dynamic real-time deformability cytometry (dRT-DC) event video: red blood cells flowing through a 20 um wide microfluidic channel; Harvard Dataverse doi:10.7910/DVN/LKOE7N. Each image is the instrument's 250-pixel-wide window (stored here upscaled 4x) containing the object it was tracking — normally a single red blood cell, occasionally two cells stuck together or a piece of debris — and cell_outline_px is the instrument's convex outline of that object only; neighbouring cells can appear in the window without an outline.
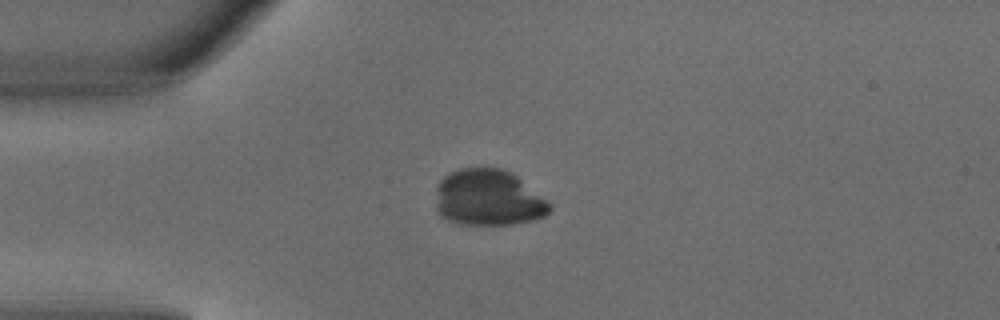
{"species": "common noctule bat (a hibernating species)", "species_latin": "Nyctalus noctula", "temperature_condition": "warm", "stored_images_in_passage": 3, "camera_frame_rate_fps": 3000, "um_per_image_px": 0.085, "animal": {"sex": "male", "body_mass_g": 18.8}, "frame": {"image": 1, "passage_image": 2, "time_ms": 0.333, "image_size_px": [1000, 320], "cell_outline_px": [[552, 208], [544, 216], [532, 220], [512, 224], [460, 224], [448, 220], [436, 212], [436, 188], [440, 180], [448, 172], [460, 168], [500, 168], [516, 176], [548, 200], [552, 204]], "centroid_in_image_um": [41.48, 16.81], "position_along_channel_um": 43.5, "area_um2": 37.4}}